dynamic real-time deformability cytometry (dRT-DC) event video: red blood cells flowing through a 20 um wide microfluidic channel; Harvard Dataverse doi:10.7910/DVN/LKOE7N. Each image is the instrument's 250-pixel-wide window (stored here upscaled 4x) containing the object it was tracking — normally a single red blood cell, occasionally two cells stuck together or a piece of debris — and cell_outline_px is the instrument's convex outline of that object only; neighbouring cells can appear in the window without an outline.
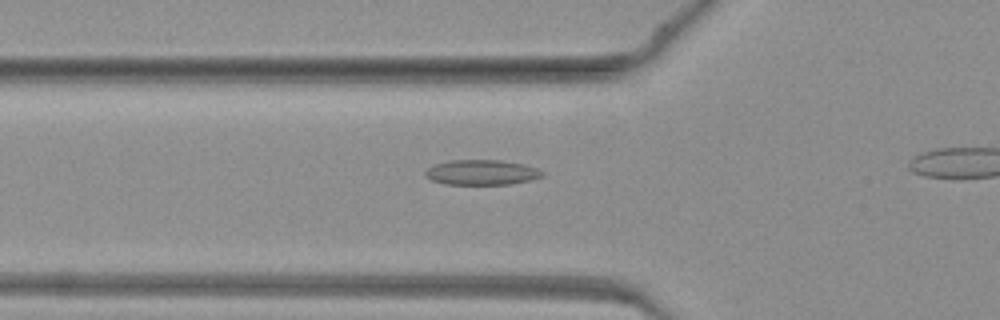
{"species": "common noctule bat (a hibernating species)", "species_latin": "Nyctalus noctula", "temperature_condition": "warm", "stored_images_in_passage": 34, "camera_frame_rate_fps": 3000, "um_per_image_px": 0.085, "animal": {"sex": "female", "body_mass_g": 19.3, "forearm_length_mm": 54.1}, "frame": {"image": 1, "passage_image": 12, "time_ms": 3.667, "image_size_px": [1000, 320], "cell_outline_px": [[544, 176], [532, 180], [508, 184], [444, 184], [432, 180], [424, 176], [424, 172], [428, 168], [436, 164], [448, 160], [500, 160], [524, 164], [536, 168], [544, 172]], "centroid_in_image_um": [40.94, 14.65], "position_along_channel_um": 84.9, "area_um2": 17.17}}
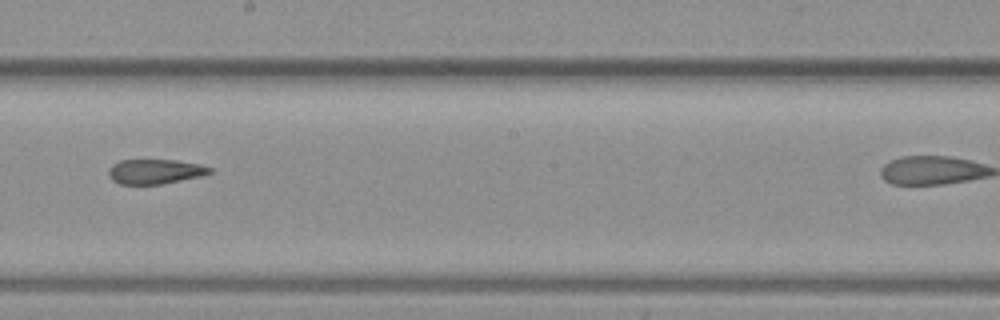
{"frame": {"image": 2, "passage_image": 22, "time_ms": 7.0, "image_size_px": [1000, 320], "cell_outline_px": [[212, 172], [200, 176], [160, 184], [120, 184], [112, 180], [108, 176], [108, 168], [112, 164], [120, 160], [176, 160], [200, 164], [212, 168]], "centroid_in_image_um": [13.14, 14.57], "position_along_channel_um": 235.1, "area_um2": 14.57}}
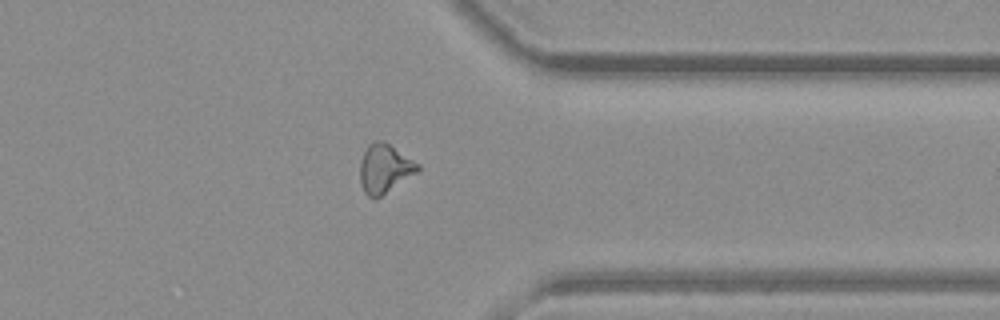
{"frame": {"image": 3, "passage_image": 32, "time_ms": 10.333, "image_size_px": [1000, 320], "cell_outline_px": [[420, 168], [416, 172], [376, 200], [372, 200], [364, 192], [360, 180], [360, 160], [368, 144], [372, 140], [384, 140], [420, 164]], "centroid_in_image_um": [32.66, 14.32], "position_along_channel_um": 378.7, "area_um2": 16.59}}